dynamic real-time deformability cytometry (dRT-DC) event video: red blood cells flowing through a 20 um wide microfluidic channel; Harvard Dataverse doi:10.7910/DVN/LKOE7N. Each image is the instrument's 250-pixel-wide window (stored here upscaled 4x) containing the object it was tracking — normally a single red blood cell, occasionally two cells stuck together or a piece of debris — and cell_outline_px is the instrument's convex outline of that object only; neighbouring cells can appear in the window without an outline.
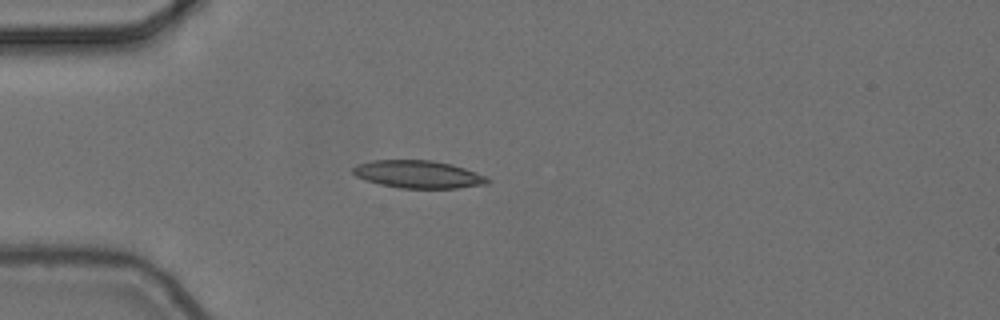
{"species": "common noctule bat (a hibernating species)", "species_latin": "Nyctalus noctula", "temperature_condition": "cold", "stored_images_in_passage": 6, "camera_frame_rate_fps": 3000, "um_per_image_px": 0.085, "animal": {"sex": "female", "body_mass_g": 24.6, "forearm_length_mm": 56.2}, "frame": {"image": 1, "passage_image": 5, "time_ms": 1.333, "image_size_px": [1000, 320], "cell_outline_px": [[492, 180], [488, 184], [456, 188], [400, 188], [380, 184], [364, 180], [356, 176], [352, 172], [352, 168], [356, 164], [372, 160], [432, 160], [452, 164], [464, 168], [484, 176]], "centroid_in_image_um": [35.52, 14.81], "position_along_channel_um": 49.5, "area_um2": 21.73}}